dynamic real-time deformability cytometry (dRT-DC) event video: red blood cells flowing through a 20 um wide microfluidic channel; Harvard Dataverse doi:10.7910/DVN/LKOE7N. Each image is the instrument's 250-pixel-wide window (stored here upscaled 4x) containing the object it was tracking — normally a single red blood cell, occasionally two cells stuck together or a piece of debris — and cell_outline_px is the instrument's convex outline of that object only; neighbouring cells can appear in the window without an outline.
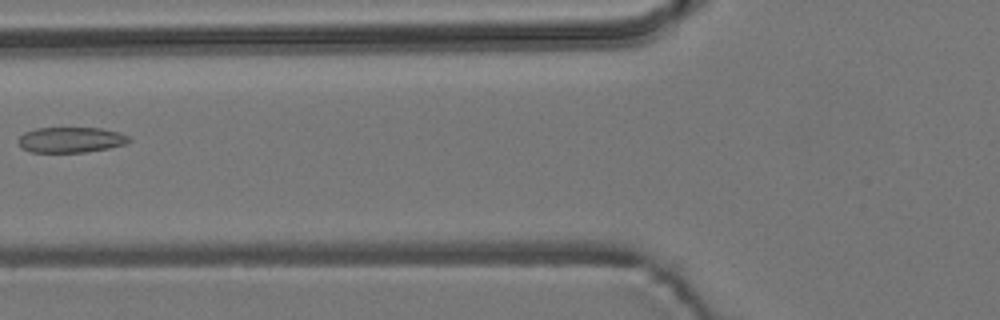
{"species": "common noctule bat (a hibernating species)", "species_latin": "Nyctalus noctula", "temperature_condition": "room temperature", "stored_images_in_passage": 7, "camera_frame_rate_fps": 3000, "um_per_image_px": 0.085, "animal": {"sex": "male", "body_mass_g": 19.2, "forearm_length_mm": 51.8}, "frame": {"image": 1, "passage_image": 6, "time_ms": 9.667, "image_size_px": [1000, 320], "cell_outline_px": [[132, 140], [124, 144], [108, 148], [84, 152], [32, 152], [20, 148], [16, 140], [24, 132], [36, 128], [100, 128], [120, 132], [128, 136]], "centroid_in_image_um": [5.98, 11.88], "position_along_channel_um": 119.8, "area_um2": 16.53}}
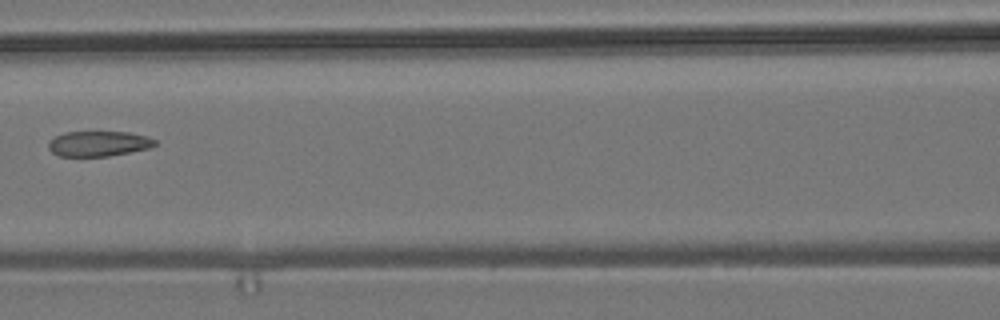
{"frame": {"image": 2, "passage_image": 7, "time_ms": 10.667, "image_size_px": [1000, 320], "cell_outline_px": [[156, 144], [148, 148], [108, 156], [60, 156], [52, 152], [48, 148], [48, 140], [64, 132], [128, 132], [148, 136], [156, 140]], "centroid_in_image_um": [8.35, 12.2], "position_along_channel_um": 158.2, "area_um2": 15.61}}